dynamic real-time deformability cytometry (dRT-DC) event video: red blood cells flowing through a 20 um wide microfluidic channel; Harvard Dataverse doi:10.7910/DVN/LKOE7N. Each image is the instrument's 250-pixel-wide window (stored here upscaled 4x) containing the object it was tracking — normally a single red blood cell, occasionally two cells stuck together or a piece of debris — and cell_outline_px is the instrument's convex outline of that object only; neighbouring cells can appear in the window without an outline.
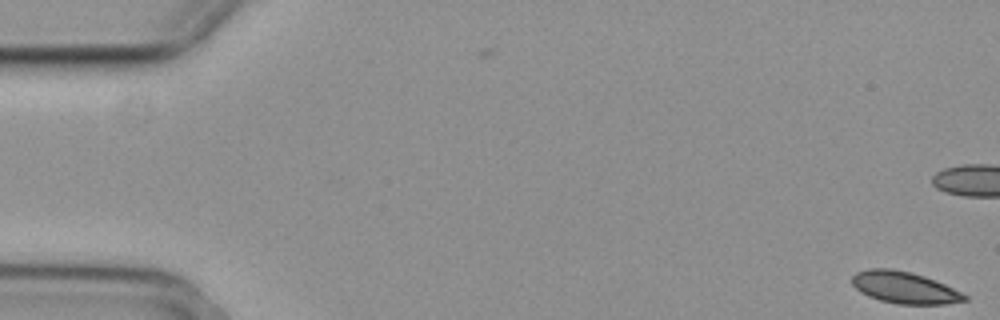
{"species": "common noctule bat (a hibernating species)", "species_latin": "Nyctalus noctula", "temperature_condition": "cold", "stored_images_in_passage": 57, "camera_frame_rate_fps": 3000, "um_per_image_px": 0.085, "animal": {"sex": "female", "body_mass_g": 29.2, "forearm_length_mm": 56.3}, "frame": {"image": 1, "passage_image": 1, "time_ms": 0.0, "image_size_px": [1000, 320], "cell_outline_px": [[968, 300], [944, 304], [896, 304], [880, 300], [868, 296], [860, 292], [852, 284], [852, 276], [856, 272], [868, 268], [892, 268], [924, 276], [936, 280], [968, 296]], "centroid_in_image_um": [76.85, 24.44], "position_along_channel_um": 8.1, "area_um2": 20.81}, "authors_computed_cell_mechanics": {"area_um2": 22.0218, "velocity_mm_per_s": 3.6705, "shape_relaxation_time_tau1_ms": 8.6688, "shape_relaxation_time_tau2_ms": null, "deformation_change_tau1": 0.1244, "deformation_change_tau2": null}}